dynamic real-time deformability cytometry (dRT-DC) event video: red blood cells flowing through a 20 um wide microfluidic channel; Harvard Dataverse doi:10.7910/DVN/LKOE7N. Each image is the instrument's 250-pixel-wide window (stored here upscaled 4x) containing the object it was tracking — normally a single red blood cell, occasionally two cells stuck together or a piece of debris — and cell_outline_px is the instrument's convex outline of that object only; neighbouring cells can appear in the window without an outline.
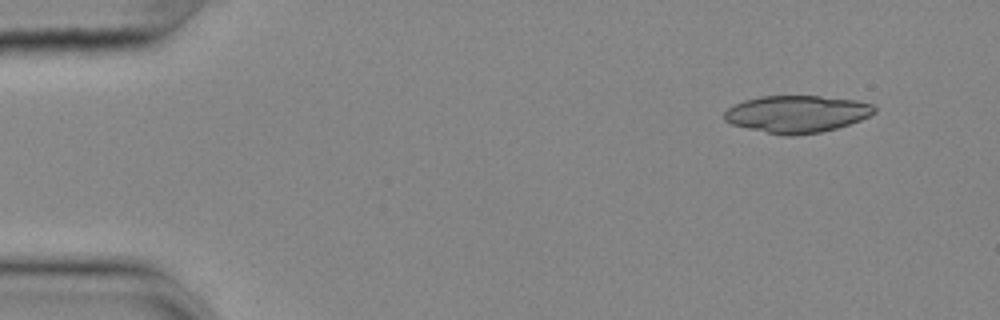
{"species": "common noctule bat (a hibernating species)", "species_latin": "Nyctalus noctula", "temperature_condition": "cold", "stored_images_in_passage": 25, "camera_frame_rate_fps": 3000, "um_per_image_px": 0.085, "animal": {"sex": "female", "body_mass_g": 25.1}, "frame": {"image": 1, "passage_image": 1, "time_ms": 0.0, "image_size_px": [1000, 320], "cell_outline_px": [[876, 112], [860, 120], [836, 128], [820, 132], [796, 136], [784, 136], [748, 128], [732, 124], [724, 120], [724, 112], [732, 104], [744, 100], [760, 96], [820, 96], [856, 100], [872, 104], [876, 108]], "centroid_in_image_um": [67.71, 9.68], "position_along_channel_um": 17.3, "area_um2": 32.54}}
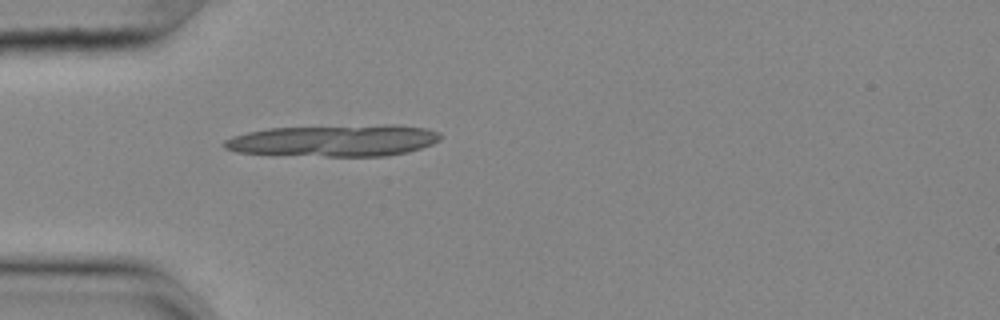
{"frame": {"image": 2, "passage_image": 12, "time_ms": 3.667, "image_size_px": [1000, 320], "cell_outline_px": [[444, 136], [440, 140], [432, 144], [408, 152], [384, 156], [328, 156], [236, 152], [224, 148], [220, 144], [224, 140], [232, 136], [248, 132], [268, 128], [384, 124], [396, 124], [428, 128], [440, 132]], "centroid_in_image_um": [28.46, 11.93], "position_along_channel_um": 56.5, "area_um2": 40.29}}